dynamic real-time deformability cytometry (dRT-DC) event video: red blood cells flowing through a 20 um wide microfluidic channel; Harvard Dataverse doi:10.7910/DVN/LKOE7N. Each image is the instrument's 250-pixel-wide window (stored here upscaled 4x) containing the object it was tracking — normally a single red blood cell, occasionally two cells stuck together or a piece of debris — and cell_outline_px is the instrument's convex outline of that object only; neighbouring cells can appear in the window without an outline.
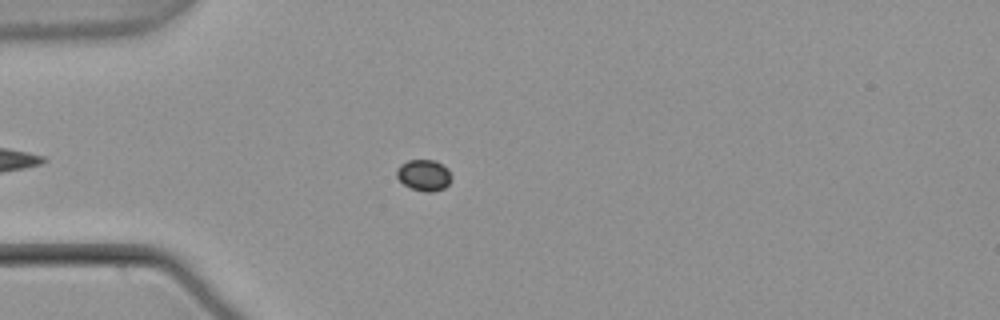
{"species": "common noctule bat (a hibernating species)", "species_latin": "Nyctalus noctula", "temperature_condition": "warm", "stored_images_in_passage": 39, "camera_frame_rate_fps": 3000, "um_per_image_px": 0.085, "animal": {"sex": "male", "body_mass_g": 21.5, "forearm_length_mm": 52.0}, "frame": {"image": 1, "passage_image": 12, "time_ms": 3.667, "image_size_px": [1000, 320], "cell_outline_px": [[452, 180], [444, 188], [432, 192], [424, 192], [412, 188], [404, 184], [396, 176], [396, 168], [400, 164], [408, 160], [436, 160], [448, 168], [452, 176]], "centroid_in_image_um": [36.05, 14.88], "position_along_channel_um": 49.0, "area_um2": 10.12}}
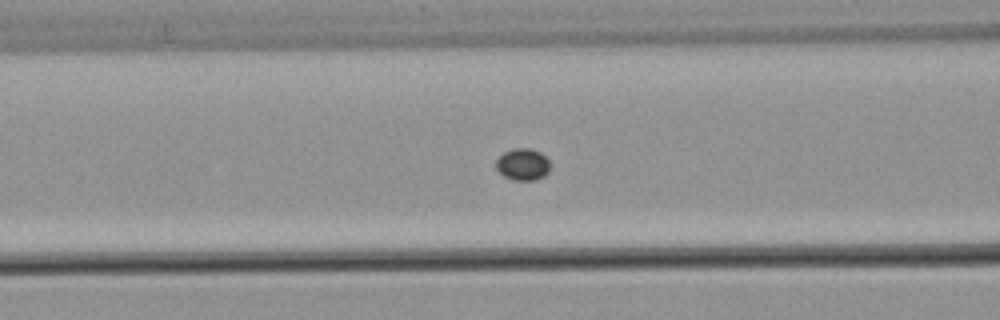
{"frame": {"image": 2, "passage_image": 19, "time_ms": 6.0, "image_size_px": [1000, 320], "cell_outline_px": [[548, 172], [544, 176], [536, 180], [512, 180], [504, 176], [496, 168], [496, 160], [504, 152], [512, 148], [532, 148], [540, 152], [548, 160]], "centroid_in_image_um": [44.42, 13.97], "position_along_channel_um": 122.2, "area_um2": 10.0}}
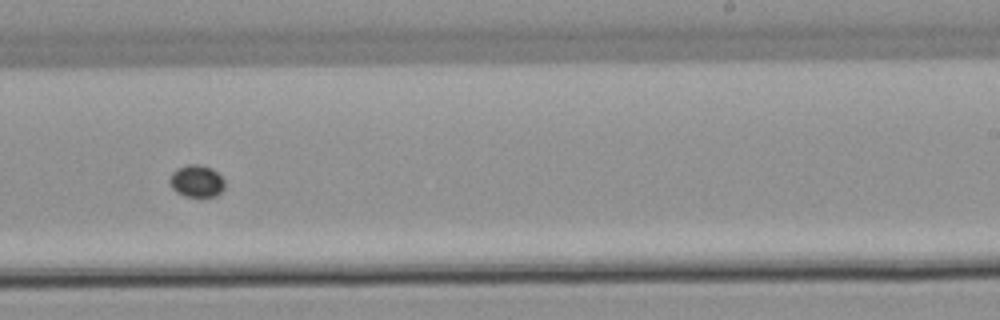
{"frame": {"image": 3, "passage_image": 31, "time_ms": 10.0, "image_size_px": [1000, 320], "cell_outline_px": [[224, 188], [216, 196], [184, 196], [176, 192], [172, 188], [168, 180], [172, 172], [176, 168], [188, 164], [200, 164], [212, 168], [224, 180]], "centroid_in_image_um": [16.68, 15.38], "position_along_channel_um": 272.3, "area_um2": 10.35}}